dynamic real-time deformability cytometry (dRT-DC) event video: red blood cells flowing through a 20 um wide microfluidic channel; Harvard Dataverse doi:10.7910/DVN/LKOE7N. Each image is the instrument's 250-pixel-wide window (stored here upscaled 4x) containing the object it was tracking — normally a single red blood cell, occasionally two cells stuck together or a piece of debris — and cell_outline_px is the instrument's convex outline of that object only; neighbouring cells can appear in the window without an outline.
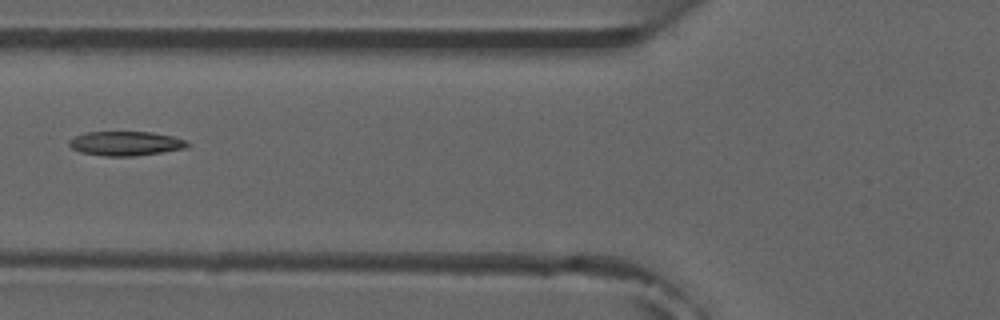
{"species": "common noctule bat (a hibernating species)", "species_latin": "Nyctalus noctula", "temperature_condition": "room temperature", "stored_images_in_passage": 7, "camera_frame_rate_fps": 3000, "um_per_image_px": 0.085, "animal": {"sex": "male", "forearm_length_mm": 52.5}, "frame": {"image": 1, "passage_image": 6, "time_ms": 6.0, "image_size_px": [1000, 320], "cell_outline_px": [[188, 148], [132, 156], [104, 156], [80, 152], [72, 148], [68, 144], [68, 140], [76, 136], [88, 132], [152, 132], [172, 136], [184, 140], [188, 144]], "centroid_in_image_um": [10.65, 12.19], "position_along_channel_um": 115.1, "area_um2": 16.59}}
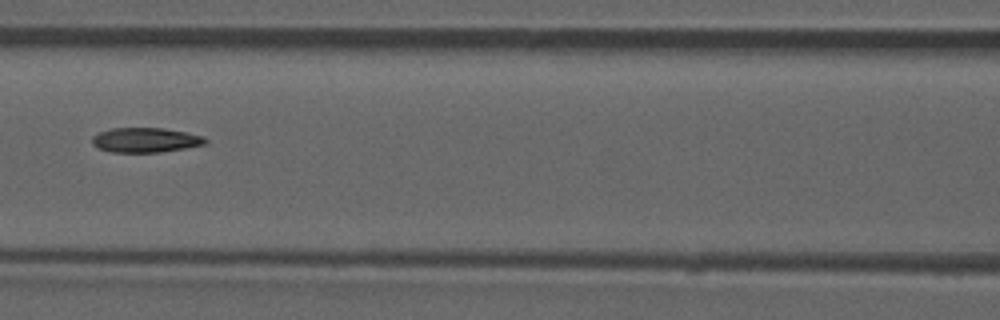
{"frame": {"image": 2, "passage_image": 7, "time_ms": 7.0, "image_size_px": [1000, 320], "cell_outline_px": [[208, 144], [160, 152], [112, 152], [100, 148], [92, 144], [92, 136], [100, 132], [112, 128], [164, 128], [204, 136], [208, 140]], "centroid_in_image_um": [12.4, 11.9], "position_along_channel_um": 154.2, "area_um2": 16.24}}